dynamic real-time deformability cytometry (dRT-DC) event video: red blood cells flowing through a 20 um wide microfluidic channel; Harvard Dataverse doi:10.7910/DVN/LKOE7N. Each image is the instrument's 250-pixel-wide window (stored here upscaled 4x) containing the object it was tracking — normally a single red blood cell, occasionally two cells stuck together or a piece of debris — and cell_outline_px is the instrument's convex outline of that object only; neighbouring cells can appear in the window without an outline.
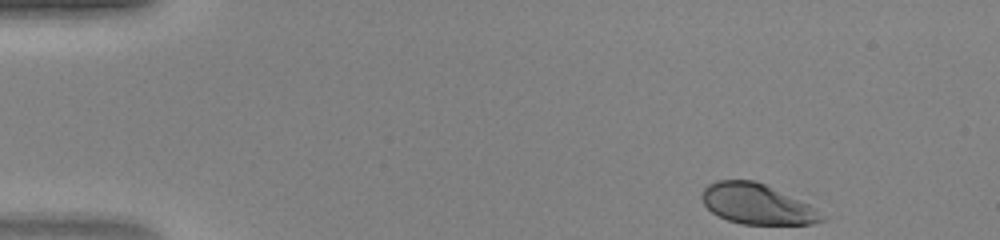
{"species": "human", "species_latin": "Homo sapiens", "temperature_condition": "warm", "stored_images_in_passage": 43, "camera_frame_rate_fps": 3000, "um_per_image_px": 0.085, "donor": {"sex": "female"}, "frame": {"image": 1, "passage_image": 1, "time_ms": 0.0, "image_size_px": [1000, 240], "cell_outline_px": [[828, 216], [824, 220], [812, 224], [740, 224], [728, 220], [712, 212], [704, 204], [700, 196], [704, 188], [708, 184], [716, 180], [752, 180], [764, 184], [808, 204], [816, 208]], "centroid_in_image_um": [64.35, 17.35], "position_along_channel_um": 20.6, "area_um2": 28.09}}
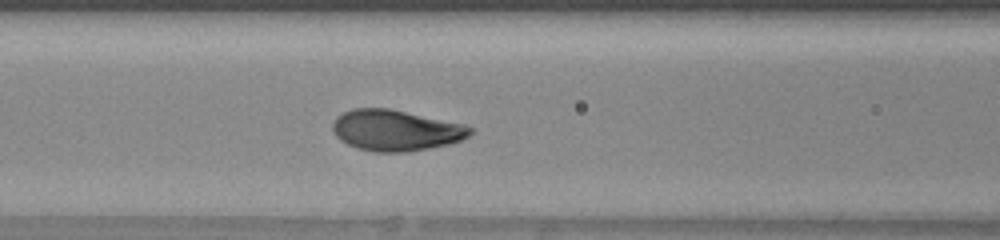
{"frame": {"image": 2, "passage_image": 16, "time_ms": 5.0, "image_size_px": [1000, 240], "cell_outline_px": [[472, 132], [468, 136], [460, 140], [448, 144], [428, 148], [404, 152], [372, 152], [356, 148], [340, 140], [332, 132], [332, 120], [336, 116], [352, 108], [388, 108], [464, 124], [472, 128]], "centroid_in_image_um": [33.58, 11.07], "position_along_channel_um": 133.0, "area_um2": 32.83}}
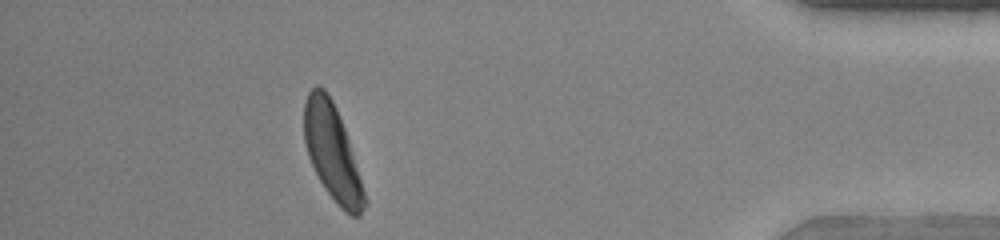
{"frame": {"image": 3, "passage_image": 38, "time_ms": 12.333, "image_size_px": [1000, 240], "cell_outline_px": [[368, 204], [360, 216], [352, 216], [344, 212], [340, 208], [324, 188], [308, 156], [304, 140], [304, 100], [308, 92], [316, 84], [320, 84], [324, 88], [332, 100], [336, 108], [344, 128], [368, 200]], "centroid_in_image_um": [28.25, 12.97], "position_along_channel_um": 407.0, "area_um2": 33.64}}